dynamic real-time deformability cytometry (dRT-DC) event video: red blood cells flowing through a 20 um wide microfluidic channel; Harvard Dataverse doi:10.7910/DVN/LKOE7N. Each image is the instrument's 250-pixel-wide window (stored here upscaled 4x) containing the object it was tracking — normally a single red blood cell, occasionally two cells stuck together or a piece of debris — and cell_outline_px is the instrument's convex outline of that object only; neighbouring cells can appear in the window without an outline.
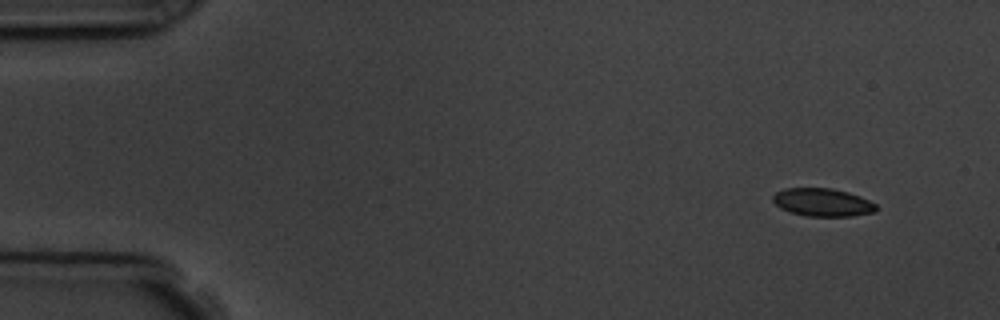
{"species": "common noctule bat (a hibernating species)", "species_latin": "Nyctalus noctula", "temperature_condition": "room temperature", "stored_images_in_passage": 3, "camera_frame_rate_fps": 3000, "um_per_image_px": 0.085, "animal": {"sex": "male", "body_mass_g": 19.5, "forearm_length_mm": 54.6}, "frame": {"image": 1, "passage_image": 1, "time_ms": 0.0, "image_size_px": [1000, 320], "cell_outline_px": [[880, 208], [876, 212], [852, 216], [808, 216], [792, 212], [780, 208], [772, 200], [772, 196], [776, 192], [784, 188], [832, 188], [848, 192], [860, 196], [876, 204]], "centroid_in_image_um": [69.95, 17.2], "position_along_channel_um": 15.0, "area_um2": 16.94}}
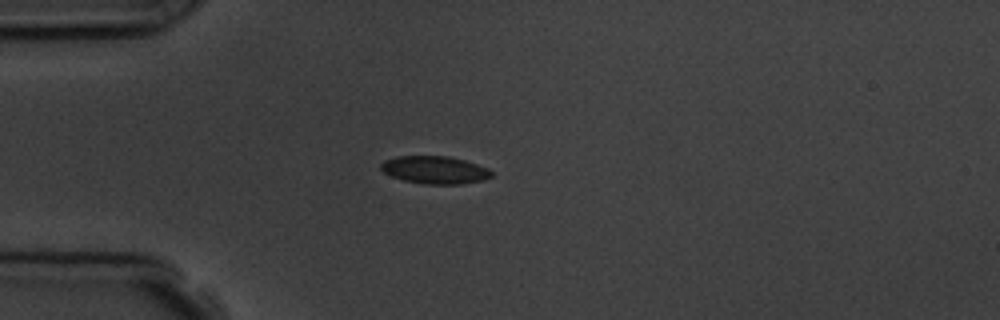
{"frame": {"image": 2, "passage_image": 3, "time_ms": 3.333, "image_size_px": [1000, 320], "cell_outline_px": [[492, 176], [484, 180], [460, 184], [424, 184], [404, 180], [392, 176], [384, 172], [380, 168], [380, 164], [384, 160], [396, 156], [448, 156], [464, 160], [488, 168], [492, 172]], "centroid_in_image_um": [36.95, 14.44], "position_along_channel_um": 48.0, "area_um2": 17.8}}